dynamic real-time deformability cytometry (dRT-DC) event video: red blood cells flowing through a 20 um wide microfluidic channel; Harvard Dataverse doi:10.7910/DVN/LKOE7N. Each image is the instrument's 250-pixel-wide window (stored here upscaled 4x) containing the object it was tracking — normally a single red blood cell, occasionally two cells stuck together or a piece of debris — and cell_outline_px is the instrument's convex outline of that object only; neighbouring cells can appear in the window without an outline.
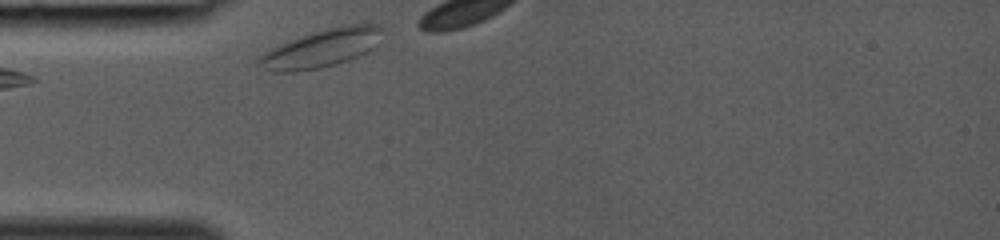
{"species": "common noctule bat (a hibernating species)", "species_latin": "Nyctalus noctula", "temperature_condition": "room temperature", "stored_images_in_passage": 5, "camera_frame_rate_fps": 3000, "um_per_image_px": 0.085, "animal": {"sex": "female", "body_mass_g": 19.0, "forearm_length_mm": 53.3}, "frame": {"image": 1, "passage_image": 1, "time_ms": 0.0, "image_size_px": [1000, 240], "cell_outline_px": [[384, 28], [376, 44], [368, 52], [348, 60], [336, 64], [320, 68], [296, 72], [272, 72], [256, 64], [256, 60], [260, 56], [272, 48], [288, 40], [312, 32], [328, 28], [348, 24], [376, 24]], "centroid_in_image_um": [27.31, 4.11], "position_along_channel_um": 57.7, "area_um2": 27.34}}